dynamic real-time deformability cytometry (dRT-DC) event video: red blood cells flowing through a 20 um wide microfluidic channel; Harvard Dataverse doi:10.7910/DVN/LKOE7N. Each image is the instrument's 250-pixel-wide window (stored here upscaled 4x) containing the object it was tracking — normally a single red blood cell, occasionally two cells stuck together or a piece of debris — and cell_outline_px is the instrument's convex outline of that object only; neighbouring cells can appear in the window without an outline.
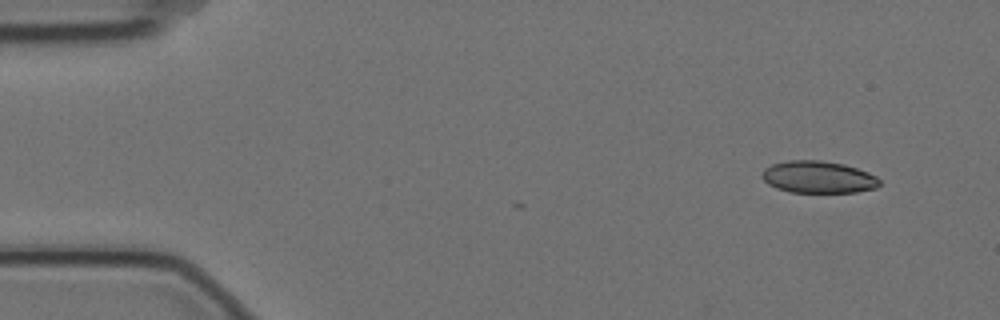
{"species": "Egyptian fruit bat (a non-hibernating species)", "species_latin": "Rousettus aegyptiacus", "temperature_condition": "cold", "stored_images_in_passage": 2, "camera_frame_rate_fps": 3000, "um_per_image_px": 0.085, "animal": {"sex": "female"}, "frame": {"image": 1, "passage_image": 1, "time_ms": 0.0, "image_size_px": [1000, 320], "cell_outline_px": [[880, 184], [876, 188], [856, 192], [792, 192], [776, 188], [768, 184], [760, 176], [764, 168], [772, 164], [788, 160], [820, 160], [844, 164], [868, 172], [876, 176], [880, 180]], "centroid_in_image_um": [69.54, 15.05], "position_along_channel_um": 15.5, "area_um2": 22.02}}